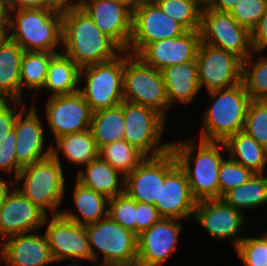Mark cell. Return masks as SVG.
Returning a JSON list of instances; mask_svg holds the SVG:
<instances>
[{
	"label": "cell",
	"instance_id": "1",
	"mask_svg": "<svg viewBox=\"0 0 267 266\" xmlns=\"http://www.w3.org/2000/svg\"><path fill=\"white\" fill-rule=\"evenodd\" d=\"M61 52L82 68L111 61L123 50L78 6L62 13Z\"/></svg>",
	"mask_w": 267,
	"mask_h": 266
},
{
	"label": "cell",
	"instance_id": "2",
	"mask_svg": "<svg viewBox=\"0 0 267 266\" xmlns=\"http://www.w3.org/2000/svg\"><path fill=\"white\" fill-rule=\"evenodd\" d=\"M195 141L190 137L178 143L172 142L171 151L187 175L193 198L196 201L219 199L218 173L225 159L220 147H226L223 142Z\"/></svg>",
	"mask_w": 267,
	"mask_h": 266
},
{
	"label": "cell",
	"instance_id": "3",
	"mask_svg": "<svg viewBox=\"0 0 267 266\" xmlns=\"http://www.w3.org/2000/svg\"><path fill=\"white\" fill-rule=\"evenodd\" d=\"M9 32L8 37L24 51L60 53L56 48L62 49V12L53 9L10 11Z\"/></svg>",
	"mask_w": 267,
	"mask_h": 266
},
{
	"label": "cell",
	"instance_id": "4",
	"mask_svg": "<svg viewBox=\"0 0 267 266\" xmlns=\"http://www.w3.org/2000/svg\"><path fill=\"white\" fill-rule=\"evenodd\" d=\"M63 170L62 163L50 155L21 168L14 184L23 196L47 216L59 215V206L66 194ZM49 209L51 213L48 212Z\"/></svg>",
	"mask_w": 267,
	"mask_h": 266
},
{
	"label": "cell",
	"instance_id": "5",
	"mask_svg": "<svg viewBox=\"0 0 267 266\" xmlns=\"http://www.w3.org/2000/svg\"><path fill=\"white\" fill-rule=\"evenodd\" d=\"M208 94L214 102L203 112L200 140L224 142L231 135L243 131L251 102L243 83Z\"/></svg>",
	"mask_w": 267,
	"mask_h": 266
},
{
	"label": "cell",
	"instance_id": "6",
	"mask_svg": "<svg viewBox=\"0 0 267 266\" xmlns=\"http://www.w3.org/2000/svg\"><path fill=\"white\" fill-rule=\"evenodd\" d=\"M92 261L97 264L98 251L103 261L97 266H136L137 235L122 227L109 215L85 226ZM97 250V251H96Z\"/></svg>",
	"mask_w": 267,
	"mask_h": 266
},
{
	"label": "cell",
	"instance_id": "7",
	"mask_svg": "<svg viewBox=\"0 0 267 266\" xmlns=\"http://www.w3.org/2000/svg\"><path fill=\"white\" fill-rule=\"evenodd\" d=\"M123 100L152 108L167 117L170 110L162 72L124 51Z\"/></svg>",
	"mask_w": 267,
	"mask_h": 266
},
{
	"label": "cell",
	"instance_id": "8",
	"mask_svg": "<svg viewBox=\"0 0 267 266\" xmlns=\"http://www.w3.org/2000/svg\"><path fill=\"white\" fill-rule=\"evenodd\" d=\"M124 51L115 59L84 66L80 70L79 93L92 112L121 104L123 100Z\"/></svg>",
	"mask_w": 267,
	"mask_h": 266
},
{
	"label": "cell",
	"instance_id": "9",
	"mask_svg": "<svg viewBox=\"0 0 267 266\" xmlns=\"http://www.w3.org/2000/svg\"><path fill=\"white\" fill-rule=\"evenodd\" d=\"M124 140L146 157H157L171 150V142L162 143L166 118L156 110L123 101Z\"/></svg>",
	"mask_w": 267,
	"mask_h": 266
},
{
	"label": "cell",
	"instance_id": "10",
	"mask_svg": "<svg viewBox=\"0 0 267 266\" xmlns=\"http://www.w3.org/2000/svg\"><path fill=\"white\" fill-rule=\"evenodd\" d=\"M201 43L234 53L246 60L252 53L251 33L232 17L203 6L200 25Z\"/></svg>",
	"mask_w": 267,
	"mask_h": 266
},
{
	"label": "cell",
	"instance_id": "11",
	"mask_svg": "<svg viewBox=\"0 0 267 266\" xmlns=\"http://www.w3.org/2000/svg\"><path fill=\"white\" fill-rule=\"evenodd\" d=\"M196 202L185 171L177 163L174 153L168 151L164 154V185H161L160 201L155 205L159 215L191 223Z\"/></svg>",
	"mask_w": 267,
	"mask_h": 266
},
{
	"label": "cell",
	"instance_id": "12",
	"mask_svg": "<svg viewBox=\"0 0 267 266\" xmlns=\"http://www.w3.org/2000/svg\"><path fill=\"white\" fill-rule=\"evenodd\" d=\"M196 62L200 89L207 92L234 87L242 82L243 60L229 51L199 44Z\"/></svg>",
	"mask_w": 267,
	"mask_h": 266
},
{
	"label": "cell",
	"instance_id": "13",
	"mask_svg": "<svg viewBox=\"0 0 267 266\" xmlns=\"http://www.w3.org/2000/svg\"><path fill=\"white\" fill-rule=\"evenodd\" d=\"M186 32L182 25L166 15L156 3L136 5L127 51L136 56L149 43L180 37Z\"/></svg>",
	"mask_w": 267,
	"mask_h": 266
},
{
	"label": "cell",
	"instance_id": "14",
	"mask_svg": "<svg viewBox=\"0 0 267 266\" xmlns=\"http://www.w3.org/2000/svg\"><path fill=\"white\" fill-rule=\"evenodd\" d=\"M44 224L47 225L44 235L54 262L61 263L66 259H71V262L81 259L92 261L85 226L70 221L61 214L47 216Z\"/></svg>",
	"mask_w": 267,
	"mask_h": 266
},
{
	"label": "cell",
	"instance_id": "15",
	"mask_svg": "<svg viewBox=\"0 0 267 266\" xmlns=\"http://www.w3.org/2000/svg\"><path fill=\"white\" fill-rule=\"evenodd\" d=\"M243 214L228 206L222 199H209L196 202L192 219L214 239L232 240L235 249L245 237L241 233L248 221Z\"/></svg>",
	"mask_w": 267,
	"mask_h": 266
},
{
	"label": "cell",
	"instance_id": "16",
	"mask_svg": "<svg viewBox=\"0 0 267 266\" xmlns=\"http://www.w3.org/2000/svg\"><path fill=\"white\" fill-rule=\"evenodd\" d=\"M44 108L54 140L63 135L90 129L93 112L79 92L50 96Z\"/></svg>",
	"mask_w": 267,
	"mask_h": 266
},
{
	"label": "cell",
	"instance_id": "17",
	"mask_svg": "<svg viewBox=\"0 0 267 266\" xmlns=\"http://www.w3.org/2000/svg\"><path fill=\"white\" fill-rule=\"evenodd\" d=\"M79 7L103 34L127 51L132 35L133 9L130 6L112 0H79Z\"/></svg>",
	"mask_w": 267,
	"mask_h": 266
},
{
	"label": "cell",
	"instance_id": "18",
	"mask_svg": "<svg viewBox=\"0 0 267 266\" xmlns=\"http://www.w3.org/2000/svg\"><path fill=\"white\" fill-rule=\"evenodd\" d=\"M179 219L161 218L137 236L136 266H159L176 250L182 230Z\"/></svg>",
	"mask_w": 267,
	"mask_h": 266
},
{
	"label": "cell",
	"instance_id": "19",
	"mask_svg": "<svg viewBox=\"0 0 267 266\" xmlns=\"http://www.w3.org/2000/svg\"><path fill=\"white\" fill-rule=\"evenodd\" d=\"M35 106L32 103L30 108L19 110L14 124L15 155L22 168L51 155V145L44 149L46 135Z\"/></svg>",
	"mask_w": 267,
	"mask_h": 266
},
{
	"label": "cell",
	"instance_id": "20",
	"mask_svg": "<svg viewBox=\"0 0 267 266\" xmlns=\"http://www.w3.org/2000/svg\"><path fill=\"white\" fill-rule=\"evenodd\" d=\"M46 218L47 215L14 186L0 207V240L39 231Z\"/></svg>",
	"mask_w": 267,
	"mask_h": 266
},
{
	"label": "cell",
	"instance_id": "21",
	"mask_svg": "<svg viewBox=\"0 0 267 266\" xmlns=\"http://www.w3.org/2000/svg\"><path fill=\"white\" fill-rule=\"evenodd\" d=\"M200 42L199 31H187L180 37L149 43L136 56L146 65L162 71L168 66L194 61Z\"/></svg>",
	"mask_w": 267,
	"mask_h": 266
},
{
	"label": "cell",
	"instance_id": "22",
	"mask_svg": "<svg viewBox=\"0 0 267 266\" xmlns=\"http://www.w3.org/2000/svg\"><path fill=\"white\" fill-rule=\"evenodd\" d=\"M6 266H47L54 262L45 235L39 232L11 236L0 243V262Z\"/></svg>",
	"mask_w": 267,
	"mask_h": 266
},
{
	"label": "cell",
	"instance_id": "23",
	"mask_svg": "<svg viewBox=\"0 0 267 266\" xmlns=\"http://www.w3.org/2000/svg\"><path fill=\"white\" fill-rule=\"evenodd\" d=\"M164 185V154L147 157L125 177V191L136 202L156 205Z\"/></svg>",
	"mask_w": 267,
	"mask_h": 266
},
{
	"label": "cell",
	"instance_id": "24",
	"mask_svg": "<svg viewBox=\"0 0 267 266\" xmlns=\"http://www.w3.org/2000/svg\"><path fill=\"white\" fill-rule=\"evenodd\" d=\"M170 109L175 102L191 103L200 92L196 60L168 66L162 71Z\"/></svg>",
	"mask_w": 267,
	"mask_h": 266
},
{
	"label": "cell",
	"instance_id": "25",
	"mask_svg": "<svg viewBox=\"0 0 267 266\" xmlns=\"http://www.w3.org/2000/svg\"><path fill=\"white\" fill-rule=\"evenodd\" d=\"M76 180L83 186L105 196L107 199L125 191V177L99 156L90 161L76 174Z\"/></svg>",
	"mask_w": 267,
	"mask_h": 266
},
{
	"label": "cell",
	"instance_id": "26",
	"mask_svg": "<svg viewBox=\"0 0 267 266\" xmlns=\"http://www.w3.org/2000/svg\"><path fill=\"white\" fill-rule=\"evenodd\" d=\"M24 50L8 36L0 40V94L21 101L20 66Z\"/></svg>",
	"mask_w": 267,
	"mask_h": 266
},
{
	"label": "cell",
	"instance_id": "27",
	"mask_svg": "<svg viewBox=\"0 0 267 266\" xmlns=\"http://www.w3.org/2000/svg\"><path fill=\"white\" fill-rule=\"evenodd\" d=\"M51 144V155L60 163V153L73 165L85 167L90 161L98 157L99 149L90 129L63 135ZM60 152V153H59Z\"/></svg>",
	"mask_w": 267,
	"mask_h": 266
},
{
	"label": "cell",
	"instance_id": "28",
	"mask_svg": "<svg viewBox=\"0 0 267 266\" xmlns=\"http://www.w3.org/2000/svg\"><path fill=\"white\" fill-rule=\"evenodd\" d=\"M72 195L75 209H77L78 213H73L69 208L67 212L60 213L64 218L86 226L98 222L108 215L109 199L83 186L77 180Z\"/></svg>",
	"mask_w": 267,
	"mask_h": 266
},
{
	"label": "cell",
	"instance_id": "29",
	"mask_svg": "<svg viewBox=\"0 0 267 266\" xmlns=\"http://www.w3.org/2000/svg\"><path fill=\"white\" fill-rule=\"evenodd\" d=\"M225 152L233 161L252 170L255 174H265L267 149L244 131L237 132L224 142Z\"/></svg>",
	"mask_w": 267,
	"mask_h": 266
},
{
	"label": "cell",
	"instance_id": "30",
	"mask_svg": "<svg viewBox=\"0 0 267 266\" xmlns=\"http://www.w3.org/2000/svg\"><path fill=\"white\" fill-rule=\"evenodd\" d=\"M81 68L64 53H57L50 61L46 82L42 90L51 96L71 95L79 92Z\"/></svg>",
	"mask_w": 267,
	"mask_h": 266
},
{
	"label": "cell",
	"instance_id": "31",
	"mask_svg": "<svg viewBox=\"0 0 267 266\" xmlns=\"http://www.w3.org/2000/svg\"><path fill=\"white\" fill-rule=\"evenodd\" d=\"M123 102L115 107L93 112L90 130L100 147L124 138Z\"/></svg>",
	"mask_w": 267,
	"mask_h": 266
},
{
	"label": "cell",
	"instance_id": "32",
	"mask_svg": "<svg viewBox=\"0 0 267 266\" xmlns=\"http://www.w3.org/2000/svg\"><path fill=\"white\" fill-rule=\"evenodd\" d=\"M221 199L241 212L263 206L267 204V176L255 174L245 184L226 192Z\"/></svg>",
	"mask_w": 267,
	"mask_h": 266
},
{
	"label": "cell",
	"instance_id": "33",
	"mask_svg": "<svg viewBox=\"0 0 267 266\" xmlns=\"http://www.w3.org/2000/svg\"><path fill=\"white\" fill-rule=\"evenodd\" d=\"M57 53L44 51H24L20 66L21 101L24 102V87L38 92L46 82L47 71L51 59Z\"/></svg>",
	"mask_w": 267,
	"mask_h": 266
},
{
	"label": "cell",
	"instance_id": "34",
	"mask_svg": "<svg viewBox=\"0 0 267 266\" xmlns=\"http://www.w3.org/2000/svg\"><path fill=\"white\" fill-rule=\"evenodd\" d=\"M98 156L124 177L130 174L147 158L124 139L100 147Z\"/></svg>",
	"mask_w": 267,
	"mask_h": 266
},
{
	"label": "cell",
	"instance_id": "35",
	"mask_svg": "<svg viewBox=\"0 0 267 266\" xmlns=\"http://www.w3.org/2000/svg\"><path fill=\"white\" fill-rule=\"evenodd\" d=\"M242 83L251 100H267V56L253 51L243 60Z\"/></svg>",
	"mask_w": 267,
	"mask_h": 266
},
{
	"label": "cell",
	"instance_id": "36",
	"mask_svg": "<svg viewBox=\"0 0 267 266\" xmlns=\"http://www.w3.org/2000/svg\"><path fill=\"white\" fill-rule=\"evenodd\" d=\"M160 9L187 31H199L204 3L201 0H159Z\"/></svg>",
	"mask_w": 267,
	"mask_h": 266
},
{
	"label": "cell",
	"instance_id": "37",
	"mask_svg": "<svg viewBox=\"0 0 267 266\" xmlns=\"http://www.w3.org/2000/svg\"><path fill=\"white\" fill-rule=\"evenodd\" d=\"M243 131L267 149V100H251Z\"/></svg>",
	"mask_w": 267,
	"mask_h": 266
},
{
	"label": "cell",
	"instance_id": "38",
	"mask_svg": "<svg viewBox=\"0 0 267 266\" xmlns=\"http://www.w3.org/2000/svg\"><path fill=\"white\" fill-rule=\"evenodd\" d=\"M262 234L245 236L235 248L242 266H267V231Z\"/></svg>",
	"mask_w": 267,
	"mask_h": 266
},
{
	"label": "cell",
	"instance_id": "39",
	"mask_svg": "<svg viewBox=\"0 0 267 266\" xmlns=\"http://www.w3.org/2000/svg\"><path fill=\"white\" fill-rule=\"evenodd\" d=\"M255 173L229 157L224 159L218 173L219 199L231 189L248 182Z\"/></svg>",
	"mask_w": 267,
	"mask_h": 266
},
{
	"label": "cell",
	"instance_id": "40",
	"mask_svg": "<svg viewBox=\"0 0 267 266\" xmlns=\"http://www.w3.org/2000/svg\"><path fill=\"white\" fill-rule=\"evenodd\" d=\"M108 215L122 227L136 234V201L126 192L108 200Z\"/></svg>",
	"mask_w": 267,
	"mask_h": 266
},
{
	"label": "cell",
	"instance_id": "41",
	"mask_svg": "<svg viewBox=\"0 0 267 266\" xmlns=\"http://www.w3.org/2000/svg\"><path fill=\"white\" fill-rule=\"evenodd\" d=\"M267 9V0H241L230 12L238 24L250 33Z\"/></svg>",
	"mask_w": 267,
	"mask_h": 266
},
{
	"label": "cell",
	"instance_id": "42",
	"mask_svg": "<svg viewBox=\"0 0 267 266\" xmlns=\"http://www.w3.org/2000/svg\"><path fill=\"white\" fill-rule=\"evenodd\" d=\"M15 145L16 134L13 129L8 133V137L0 142V170L9 173L8 175L11 178L14 175V179L18 176L22 168L16 160Z\"/></svg>",
	"mask_w": 267,
	"mask_h": 266
},
{
	"label": "cell",
	"instance_id": "43",
	"mask_svg": "<svg viewBox=\"0 0 267 266\" xmlns=\"http://www.w3.org/2000/svg\"><path fill=\"white\" fill-rule=\"evenodd\" d=\"M24 107V102L19 100L5 99L0 102V142L7 138L8 133L14 129L17 114L19 113L17 109H23Z\"/></svg>",
	"mask_w": 267,
	"mask_h": 266
},
{
	"label": "cell",
	"instance_id": "44",
	"mask_svg": "<svg viewBox=\"0 0 267 266\" xmlns=\"http://www.w3.org/2000/svg\"><path fill=\"white\" fill-rule=\"evenodd\" d=\"M161 218L155 205L136 202V235L149 229Z\"/></svg>",
	"mask_w": 267,
	"mask_h": 266
},
{
	"label": "cell",
	"instance_id": "45",
	"mask_svg": "<svg viewBox=\"0 0 267 266\" xmlns=\"http://www.w3.org/2000/svg\"><path fill=\"white\" fill-rule=\"evenodd\" d=\"M251 45L255 52L263 53L267 49V9L251 31Z\"/></svg>",
	"mask_w": 267,
	"mask_h": 266
},
{
	"label": "cell",
	"instance_id": "46",
	"mask_svg": "<svg viewBox=\"0 0 267 266\" xmlns=\"http://www.w3.org/2000/svg\"><path fill=\"white\" fill-rule=\"evenodd\" d=\"M8 11H16L19 9H50L45 0H4Z\"/></svg>",
	"mask_w": 267,
	"mask_h": 266
},
{
	"label": "cell",
	"instance_id": "47",
	"mask_svg": "<svg viewBox=\"0 0 267 266\" xmlns=\"http://www.w3.org/2000/svg\"><path fill=\"white\" fill-rule=\"evenodd\" d=\"M241 0H208L204 6L221 13H230Z\"/></svg>",
	"mask_w": 267,
	"mask_h": 266
},
{
	"label": "cell",
	"instance_id": "48",
	"mask_svg": "<svg viewBox=\"0 0 267 266\" xmlns=\"http://www.w3.org/2000/svg\"><path fill=\"white\" fill-rule=\"evenodd\" d=\"M45 4L53 10L66 12L79 6V0H45Z\"/></svg>",
	"mask_w": 267,
	"mask_h": 266
},
{
	"label": "cell",
	"instance_id": "49",
	"mask_svg": "<svg viewBox=\"0 0 267 266\" xmlns=\"http://www.w3.org/2000/svg\"><path fill=\"white\" fill-rule=\"evenodd\" d=\"M9 33V11L4 0H0V35L4 38Z\"/></svg>",
	"mask_w": 267,
	"mask_h": 266
},
{
	"label": "cell",
	"instance_id": "50",
	"mask_svg": "<svg viewBox=\"0 0 267 266\" xmlns=\"http://www.w3.org/2000/svg\"><path fill=\"white\" fill-rule=\"evenodd\" d=\"M12 186H15L13 178L11 180H4L0 175V207L3 205L6 196L11 191L10 189H13Z\"/></svg>",
	"mask_w": 267,
	"mask_h": 266
},
{
	"label": "cell",
	"instance_id": "51",
	"mask_svg": "<svg viewBox=\"0 0 267 266\" xmlns=\"http://www.w3.org/2000/svg\"><path fill=\"white\" fill-rule=\"evenodd\" d=\"M112 1L125 3L126 5L130 6L132 9H134L137 5V0H112Z\"/></svg>",
	"mask_w": 267,
	"mask_h": 266
},
{
	"label": "cell",
	"instance_id": "52",
	"mask_svg": "<svg viewBox=\"0 0 267 266\" xmlns=\"http://www.w3.org/2000/svg\"><path fill=\"white\" fill-rule=\"evenodd\" d=\"M159 0H137V5H143V4H153L157 3Z\"/></svg>",
	"mask_w": 267,
	"mask_h": 266
},
{
	"label": "cell",
	"instance_id": "53",
	"mask_svg": "<svg viewBox=\"0 0 267 266\" xmlns=\"http://www.w3.org/2000/svg\"><path fill=\"white\" fill-rule=\"evenodd\" d=\"M73 264H68L66 266H81V264L79 265L78 262H72Z\"/></svg>",
	"mask_w": 267,
	"mask_h": 266
},
{
	"label": "cell",
	"instance_id": "54",
	"mask_svg": "<svg viewBox=\"0 0 267 266\" xmlns=\"http://www.w3.org/2000/svg\"><path fill=\"white\" fill-rule=\"evenodd\" d=\"M5 100V98L0 94V102Z\"/></svg>",
	"mask_w": 267,
	"mask_h": 266
},
{
	"label": "cell",
	"instance_id": "55",
	"mask_svg": "<svg viewBox=\"0 0 267 266\" xmlns=\"http://www.w3.org/2000/svg\"><path fill=\"white\" fill-rule=\"evenodd\" d=\"M204 4L208 1V0H201Z\"/></svg>",
	"mask_w": 267,
	"mask_h": 266
}]
</instances>
